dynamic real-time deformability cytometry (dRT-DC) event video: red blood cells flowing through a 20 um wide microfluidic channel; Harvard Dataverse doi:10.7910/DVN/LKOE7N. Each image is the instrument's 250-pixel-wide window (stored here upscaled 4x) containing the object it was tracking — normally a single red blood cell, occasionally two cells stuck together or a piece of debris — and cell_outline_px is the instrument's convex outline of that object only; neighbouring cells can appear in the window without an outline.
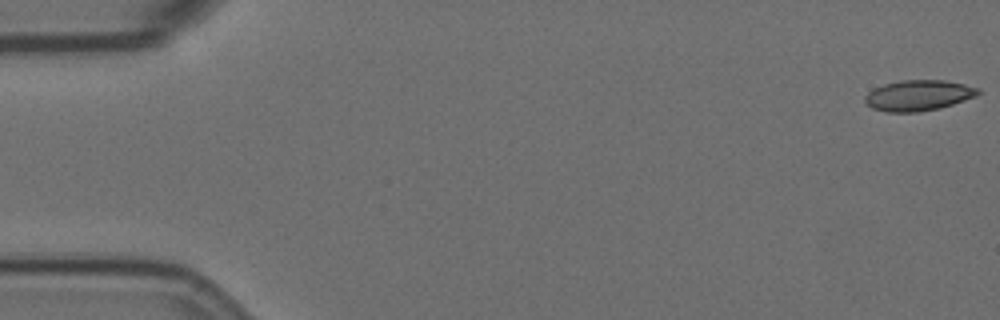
{"species": "Egyptian fruit bat (a non-hibernating species)", "species_latin": "Rousettus aegyptiacus", "temperature_condition": "room temperature", "stored_images_in_passage": 57, "camera_frame_rate_fps": 3000, "um_per_image_px": 0.085, "animal": {"sex": "female"}, "frame": {"image": 1, "passage_image": 1, "time_ms": 0.0, "image_size_px": [1000, 320], "cell_outline_px": [[980, 92], [976, 96], [940, 108], [916, 112], [888, 112], [872, 108], [864, 100], [864, 96], [872, 88], [884, 84], [900, 80], [944, 80], [964, 84], [980, 88]], "centroid_in_image_um": [78.05, 8.1], "position_along_channel_um": 7.0, "area_um2": 20.23}}
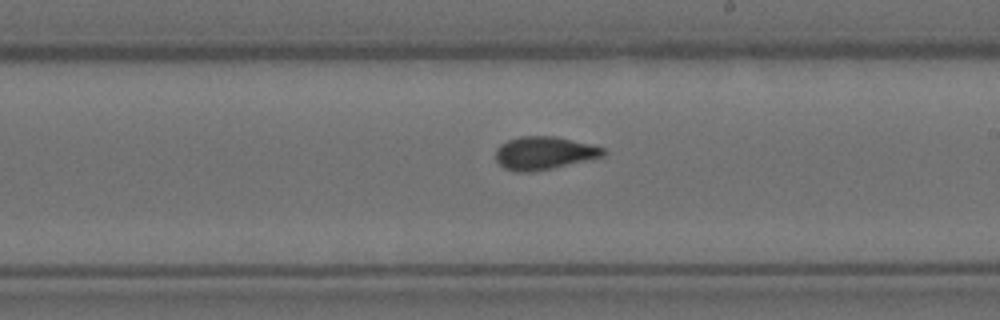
{"frame": {"image": 2, "passage_image": 33, "time_ms": 10.667, "image_size_px": [1000, 320], "cell_outline_px": [[608, 152], [604, 156], [532, 172], [516, 172], [504, 168], [496, 160], [496, 148], [500, 144], [508, 140], [520, 136], [556, 136], [604, 148]], "centroid_in_image_um": [46.22, 13.0], "position_along_channel_um": 242.8, "area_um2": 20.52}}
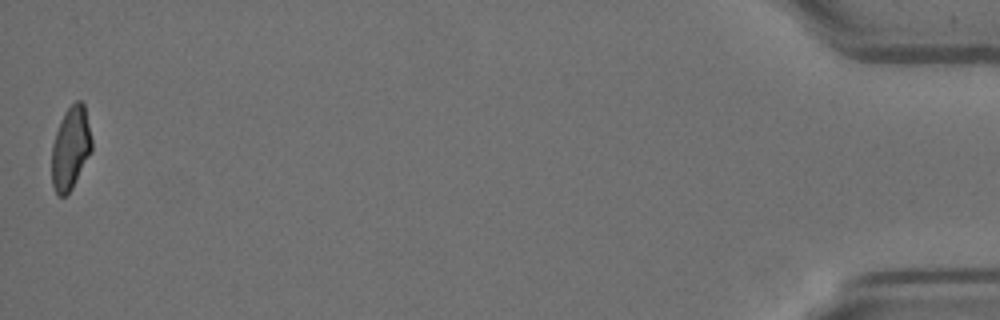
{"frame": {"image": 3, "passage_image": 57, "time_ms": 18.667, "image_size_px": [1000, 320], "cell_outline_px": [[92, 152], [72, 188], [64, 196], [60, 196], [56, 192], [52, 184], [52, 144], [56, 132], [64, 112], [76, 100], [80, 100], [84, 104], [92, 140]], "centroid_in_image_um": [6.01, 12.58], "position_along_channel_um": 429.2, "area_um2": 19.25}, "authors_computed_cell_mechanics": {"area_um2": 20.3456, "velocity_mm_per_s": 3.5469, "shape_relaxation_time_tau1_ms": null, "shape_relaxation_time_tau2_ms": 1.2562, "deformation_change_tau1": null, "deformation_change_tau2": 0.063}}